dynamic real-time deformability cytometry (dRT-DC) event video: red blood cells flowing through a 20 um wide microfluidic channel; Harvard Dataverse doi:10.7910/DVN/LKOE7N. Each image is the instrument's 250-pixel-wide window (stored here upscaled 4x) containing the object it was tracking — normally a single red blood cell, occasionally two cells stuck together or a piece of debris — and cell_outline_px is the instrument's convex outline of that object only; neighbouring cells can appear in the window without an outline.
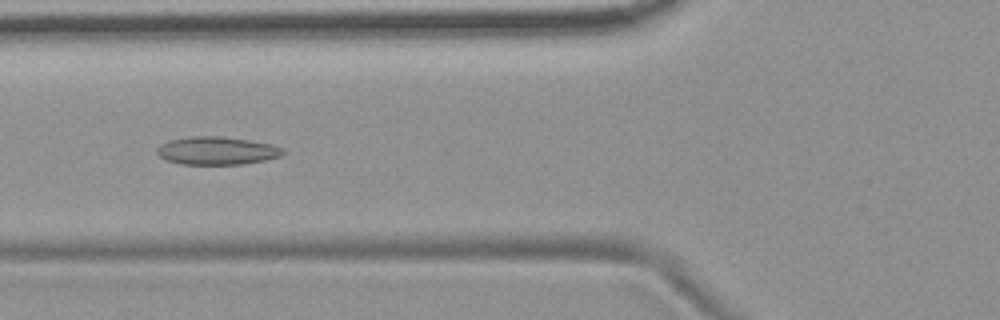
{"species": "common noctule bat (a hibernating species)", "species_latin": "Nyctalus noctula", "temperature_condition": "room temperature", "stored_images_in_passage": 52, "camera_frame_rate_fps": 3000, "um_per_image_px": 0.085, "animal": {"sex": "female", "body_mass_g": 19.9}, "frame": {"image": 1, "passage_image": 21, "time_ms": 6.667, "image_size_px": [1000, 320], "cell_outline_px": [[284, 152], [280, 156], [264, 160], [244, 164], [184, 164], [168, 160], [160, 156], [156, 152], [156, 148], [160, 144], [172, 140], [188, 136], [220, 136], [248, 140], [272, 144], [284, 148]], "centroid_in_image_um": [18.44, 12.8], "position_along_channel_um": 107.4, "area_um2": 20.4}}
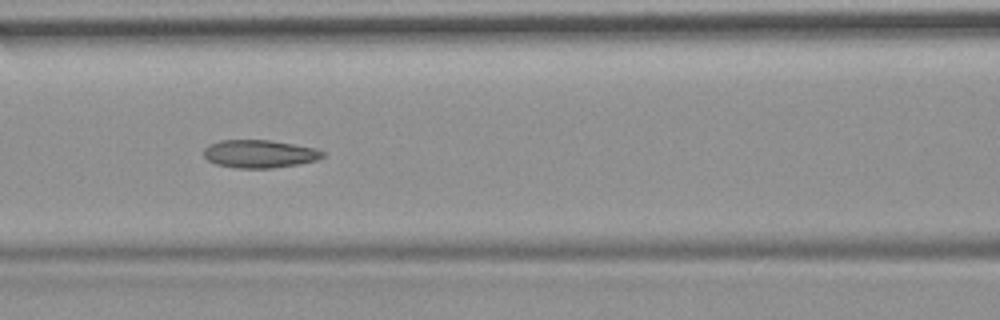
{"frame": {"image": 2, "passage_image": 24, "time_ms": 7.667, "image_size_px": [1000, 320], "cell_outline_px": [[324, 156], [316, 160], [300, 164], [272, 168], [236, 168], [216, 164], [208, 160], [204, 156], [204, 148], [208, 144], [220, 140], [268, 140], [316, 148], [324, 152]], "centroid_in_image_um": [22.04, 13.08], "position_along_channel_um": 144.6, "area_um2": 19.36}}
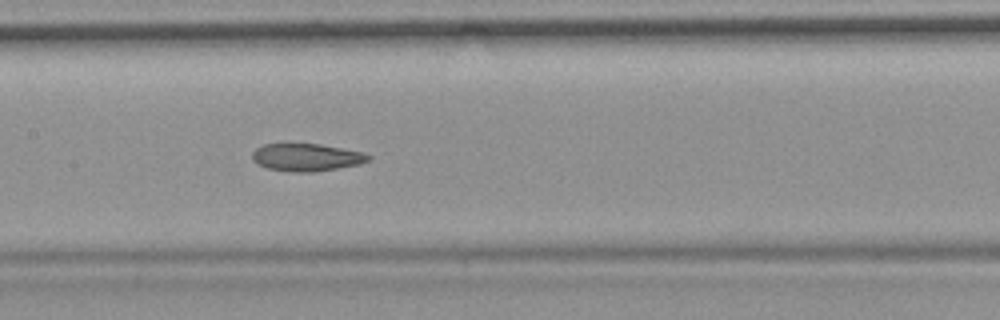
{"frame": {"image": 3, "passage_image": 27, "time_ms": 8.667, "image_size_px": [1000, 320], "cell_outline_px": [[372, 156], [368, 160], [360, 164], [312, 172], [288, 172], [268, 168], [256, 164], [252, 160], [252, 152], [256, 148], [264, 144], [320, 144], [364, 152]], "centroid_in_image_um": [26.03, 13.37], "position_along_channel_um": 181.4, "area_um2": 18.67}}